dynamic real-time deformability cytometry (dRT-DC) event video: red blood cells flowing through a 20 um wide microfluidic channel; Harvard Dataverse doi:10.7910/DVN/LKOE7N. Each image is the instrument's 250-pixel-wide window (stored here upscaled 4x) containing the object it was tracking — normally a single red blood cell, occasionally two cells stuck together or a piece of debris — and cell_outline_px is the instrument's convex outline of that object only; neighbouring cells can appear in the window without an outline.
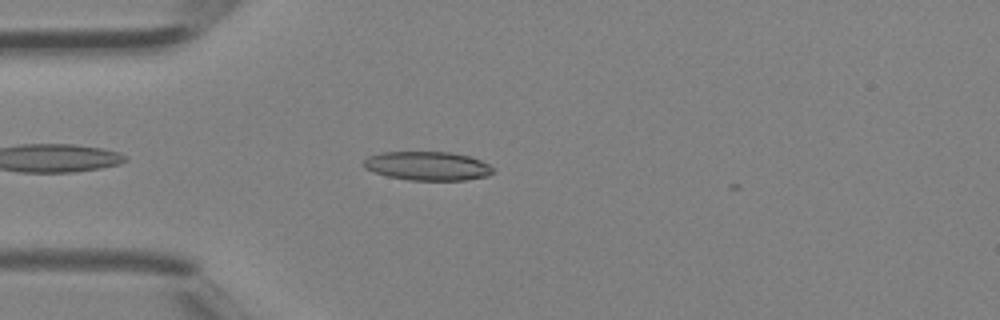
{"species": "Egyptian fruit bat (a non-hibernating species)", "species_latin": "Rousettus aegyptiacus", "temperature_condition": "room temperature", "stored_images_in_passage": 2, "camera_frame_rate_fps": 3000, "um_per_image_px": 0.085, "animal": {"sex": "female"}, "frame": {"image": 1, "passage_image": 1, "time_ms": 0.0, "image_size_px": [1000, 320], "cell_outline_px": [[496, 172], [488, 176], [464, 180], [408, 180], [388, 176], [364, 168], [364, 160], [368, 156], [380, 152], [448, 152], [468, 156], [480, 160], [496, 168]], "centroid_in_image_um": [36.38, 14.11], "position_along_channel_um": 48.6, "area_um2": 21.79}}